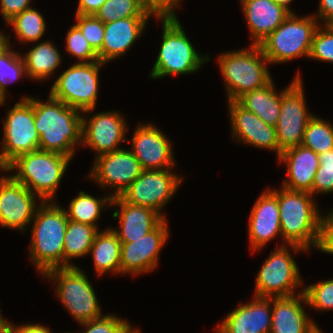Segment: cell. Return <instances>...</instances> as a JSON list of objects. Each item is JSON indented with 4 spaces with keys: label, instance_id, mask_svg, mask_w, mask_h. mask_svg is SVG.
Masks as SVG:
<instances>
[{
    "label": "cell",
    "instance_id": "cell-47",
    "mask_svg": "<svg viewBox=\"0 0 333 333\" xmlns=\"http://www.w3.org/2000/svg\"><path fill=\"white\" fill-rule=\"evenodd\" d=\"M11 333H52L49 328L41 324H24L15 326L11 324Z\"/></svg>",
    "mask_w": 333,
    "mask_h": 333
},
{
    "label": "cell",
    "instance_id": "cell-6",
    "mask_svg": "<svg viewBox=\"0 0 333 333\" xmlns=\"http://www.w3.org/2000/svg\"><path fill=\"white\" fill-rule=\"evenodd\" d=\"M162 43L150 77L159 79L168 75L195 73L209 61V55H200L193 47L178 19H161Z\"/></svg>",
    "mask_w": 333,
    "mask_h": 333
},
{
    "label": "cell",
    "instance_id": "cell-4",
    "mask_svg": "<svg viewBox=\"0 0 333 333\" xmlns=\"http://www.w3.org/2000/svg\"><path fill=\"white\" fill-rule=\"evenodd\" d=\"M71 161L65 155L36 150L16 157L4 169L10 172L15 180L26 186L32 193L38 195L42 202L54 201L57 187Z\"/></svg>",
    "mask_w": 333,
    "mask_h": 333
},
{
    "label": "cell",
    "instance_id": "cell-5",
    "mask_svg": "<svg viewBox=\"0 0 333 333\" xmlns=\"http://www.w3.org/2000/svg\"><path fill=\"white\" fill-rule=\"evenodd\" d=\"M218 64L226 83L228 101H237L273 80L267 68L270 63L259 45L223 53L218 56Z\"/></svg>",
    "mask_w": 333,
    "mask_h": 333
},
{
    "label": "cell",
    "instance_id": "cell-1",
    "mask_svg": "<svg viewBox=\"0 0 333 333\" xmlns=\"http://www.w3.org/2000/svg\"><path fill=\"white\" fill-rule=\"evenodd\" d=\"M34 126L40 136L39 150L71 159L82 145V112L48 95L47 102L32 98ZM76 145V146H75Z\"/></svg>",
    "mask_w": 333,
    "mask_h": 333
},
{
    "label": "cell",
    "instance_id": "cell-40",
    "mask_svg": "<svg viewBox=\"0 0 333 333\" xmlns=\"http://www.w3.org/2000/svg\"><path fill=\"white\" fill-rule=\"evenodd\" d=\"M321 27L313 37L309 58L333 63V25Z\"/></svg>",
    "mask_w": 333,
    "mask_h": 333
},
{
    "label": "cell",
    "instance_id": "cell-38",
    "mask_svg": "<svg viewBox=\"0 0 333 333\" xmlns=\"http://www.w3.org/2000/svg\"><path fill=\"white\" fill-rule=\"evenodd\" d=\"M319 168L314 176L312 196L333 192V149L318 155Z\"/></svg>",
    "mask_w": 333,
    "mask_h": 333
},
{
    "label": "cell",
    "instance_id": "cell-26",
    "mask_svg": "<svg viewBox=\"0 0 333 333\" xmlns=\"http://www.w3.org/2000/svg\"><path fill=\"white\" fill-rule=\"evenodd\" d=\"M253 45H259L290 15L274 0H241Z\"/></svg>",
    "mask_w": 333,
    "mask_h": 333
},
{
    "label": "cell",
    "instance_id": "cell-37",
    "mask_svg": "<svg viewBox=\"0 0 333 333\" xmlns=\"http://www.w3.org/2000/svg\"><path fill=\"white\" fill-rule=\"evenodd\" d=\"M303 290L307 306L317 311L333 309V279L307 285Z\"/></svg>",
    "mask_w": 333,
    "mask_h": 333
},
{
    "label": "cell",
    "instance_id": "cell-48",
    "mask_svg": "<svg viewBox=\"0 0 333 333\" xmlns=\"http://www.w3.org/2000/svg\"><path fill=\"white\" fill-rule=\"evenodd\" d=\"M8 39L10 38L0 31V55H2L10 48V43H9L10 40Z\"/></svg>",
    "mask_w": 333,
    "mask_h": 333
},
{
    "label": "cell",
    "instance_id": "cell-21",
    "mask_svg": "<svg viewBox=\"0 0 333 333\" xmlns=\"http://www.w3.org/2000/svg\"><path fill=\"white\" fill-rule=\"evenodd\" d=\"M272 298L256 297L232 310L218 325L217 333H270Z\"/></svg>",
    "mask_w": 333,
    "mask_h": 333
},
{
    "label": "cell",
    "instance_id": "cell-14",
    "mask_svg": "<svg viewBox=\"0 0 333 333\" xmlns=\"http://www.w3.org/2000/svg\"><path fill=\"white\" fill-rule=\"evenodd\" d=\"M167 219H163L152 231L139 239L121 241V274L136 276L152 271L158 265L159 253L169 238Z\"/></svg>",
    "mask_w": 333,
    "mask_h": 333
},
{
    "label": "cell",
    "instance_id": "cell-2",
    "mask_svg": "<svg viewBox=\"0 0 333 333\" xmlns=\"http://www.w3.org/2000/svg\"><path fill=\"white\" fill-rule=\"evenodd\" d=\"M37 206L29 256L44 275L49 270L64 268V236L69 220L65 209L56 201L40 202Z\"/></svg>",
    "mask_w": 333,
    "mask_h": 333
},
{
    "label": "cell",
    "instance_id": "cell-15",
    "mask_svg": "<svg viewBox=\"0 0 333 333\" xmlns=\"http://www.w3.org/2000/svg\"><path fill=\"white\" fill-rule=\"evenodd\" d=\"M88 178L95 179L99 186L116 188L112 198L120 196L143 172L140 162L131 150L119 149L95 157Z\"/></svg>",
    "mask_w": 333,
    "mask_h": 333
},
{
    "label": "cell",
    "instance_id": "cell-19",
    "mask_svg": "<svg viewBox=\"0 0 333 333\" xmlns=\"http://www.w3.org/2000/svg\"><path fill=\"white\" fill-rule=\"evenodd\" d=\"M232 137L257 148L276 151L277 157L281 155L277 141L276 129L266 124L256 114L246 110L237 101H228Z\"/></svg>",
    "mask_w": 333,
    "mask_h": 333
},
{
    "label": "cell",
    "instance_id": "cell-46",
    "mask_svg": "<svg viewBox=\"0 0 333 333\" xmlns=\"http://www.w3.org/2000/svg\"><path fill=\"white\" fill-rule=\"evenodd\" d=\"M106 0H79L76 14L95 15Z\"/></svg>",
    "mask_w": 333,
    "mask_h": 333
},
{
    "label": "cell",
    "instance_id": "cell-12",
    "mask_svg": "<svg viewBox=\"0 0 333 333\" xmlns=\"http://www.w3.org/2000/svg\"><path fill=\"white\" fill-rule=\"evenodd\" d=\"M300 72L282 90L280 115L275 126L279 150L302 144L308 121L314 116L308 111Z\"/></svg>",
    "mask_w": 333,
    "mask_h": 333
},
{
    "label": "cell",
    "instance_id": "cell-39",
    "mask_svg": "<svg viewBox=\"0 0 333 333\" xmlns=\"http://www.w3.org/2000/svg\"><path fill=\"white\" fill-rule=\"evenodd\" d=\"M76 26L81 30L92 49L98 53L103 44L105 27L104 23L95 15L76 14Z\"/></svg>",
    "mask_w": 333,
    "mask_h": 333
},
{
    "label": "cell",
    "instance_id": "cell-44",
    "mask_svg": "<svg viewBox=\"0 0 333 333\" xmlns=\"http://www.w3.org/2000/svg\"><path fill=\"white\" fill-rule=\"evenodd\" d=\"M31 0H0V9L3 19L7 23L15 15L31 8Z\"/></svg>",
    "mask_w": 333,
    "mask_h": 333
},
{
    "label": "cell",
    "instance_id": "cell-51",
    "mask_svg": "<svg viewBox=\"0 0 333 333\" xmlns=\"http://www.w3.org/2000/svg\"><path fill=\"white\" fill-rule=\"evenodd\" d=\"M307 333H323L316 323Z\"/></svg>",
    "mask_w": 333,
    "mask_h": 333
},
{
    "label": "cell",
    "instance_id": "cell-9",
    "mask_svg": "<svg viewBox=\"0 0 333 333\" xmlns=\"http://www.w3.org/2000/svg\"><path fill=\"white\" fill-rule=\"evenodd\" d=\"M104 64L100 61L73 64L54 81L49 94L84 114L90 113L97 103L98 74Z\"/></svg>",
    "mask_w": 333,
    "mask_h": 333
},
{
    "label": "cell",
    "instance_id": "cell-23",
    "mask_svg": "<svg viewBox=\"0 0 333 333\" xmlns=\"http://www.w3.org/2000/svg\"><path fill=\"white\" fill-rule=\"evenodd\" d=\"M110 206L120 207L112 213V218H119V230L113 229L119 239L142 238L164 219L155 210L132 205L125 202L120 196L112 198Z\"/></svg>",
    "mask_w": 333,
    "mask_h": 333
},
{
    "label": "cell",
    "instance_id": "cell-22",
    "mask_svg": "<svg viewBox=\"0 0 333 333\" xmlns=\"http://www.w3.org/2000/svg\"><path fill=\"white\" fill-rule=\"evenodd\" d=\"M148 19L149 17H129L104 23V40L97 53L99 61L108 63L125 54L140 38Z\"/></svg>",
    "mask_w": 333,
    "mask_h": 333
},
{
    "label": "cell",
    "instance_id": "cell-30",
    "mask_svg": "<svg viewBox=\"0 0 333 333\" xmlns=\"http://www.w3.org/2000/svg\"><path fill=\"white\" fill-rule=\"evenodd\" d=\"M99 227L68 221L64 236V268L75 267L70 259L84 257L89 254Z\"/></svg>",
    "mask_w": 333,
    "mask_h": 333
},
{
    "label": "cell",
    "instance_id": "cell-29",
    "mask_svg": "<svg viewBox=\"0 0 333 333\" xmlns=\"http://www.w3.org/2000/svg\"><path fill=\"white\" fill-rule=\"evenodd\" d=\"M24 55L26 76L34 80L50 78L62 61L60 52L50 40L39 42Z\"/></svg>",
    "mask_w": 333,
    "mask_h": 333
},
{
    "label": "cell",
    "instance_id": "cell-17",
    "mask_svg": "<svg viewBox=\"0 0 333 333\" xmlns=\"http://www.w3.org/2000/svg\"><path fill=\"white\" fill-rule=\"evenodd\" d=\"M124 117L118 112H101L86 119L82 117V144L95 150L96 156L119 150L127 131Z\"/></svg>",
    "mask_w": 333,
    "mask_h": 333
},
{
    "label": "cell",
    "instance_id": "cell-36",
    "mask_svg": "<svg viewBox=\"0 0 333 333\" xmlns=\"http://www.w3.org/2000/svg\"><path fill=\"white\" fill-rule=\"evenodd\" d=\"M65 46L67 52L77 57L79 63L99 61L98 54L92 49L81 30L75 24L67 32Z\"/></svg>",
    "mask_w": 333,
    "mask_h": 333
},
{
    "label": "cell",
    "instance_id": "cell-42",
    "mask_svg": "<svg viewBox=\"0 0 333 333\" xmlns=\"http://www.w3.org/2000/svg\"><path fill=\"white\" fill-rule=\"evenodd\" d=\"M182 0H140L144 11L160 19H177L175 8Z\"/></svg>",
    "mask_w": 333,
    "mask_h": 333
},
{
    "label": "cell",
    "instance_id": "cell-20",
    "mask_svg": "<svg viewBox=\"0 0 333 333\" xmlns=\"http://www.w3.org/2000/svg\"><path fill=\"white\" fill-rule=\"evenodd\" d=\"M248 232L254 252L278 235L282 237L276 189H267L257 198L250 213Z\"/></svg>",
    "mask_w": 333,
    "mask_h": 333
},
{
    "label": "cell",
    "instance_id": "cell-25",
    "mask_svg": "<svg viewBox=\"0 0 333 333\" xmlns=\"http://www.w3.org/2000/svg\"><path fill=\"white\" fill-rule=\"evenodd\" d=\"M279 161L286 163L288 169V179L283 181L282 186L312 195L314 176L319 168L318 155L301 144L282 151Z\"/></svg>",
    "mask_w": 333,
    "mask_h": 333
},
{
    "label": "cell",
    "instance_id": "cell-41",
    "mask_svg": "<svg viewBox=\"0 0 333 333\" xmlns=\"http://www.w3.org/2000/svg\"><path fill=\"white\" fill-rule=\"evenodd\" d=\"M81 325L85 328L82 333H125L131 327L128 321L113 314L104 315Z\"/></svg>",
    "mask_w": 333,
    "mask_h": 333
},
{
    "label": "cell",
    "instance_id": "cell-31",
    "mask_svg": "<svg viewBox=\"0 0 333 333\" xmlns=\"http://www.w3.org/2000/svg\"><path fill=\"white\" fill-rule=\"evenodd\" d=\"M111 200L112 197L110 195L99 199L86 194L84 191H79L78 196L72 199L68 210L66 209L65 212L70 221L98 227L96 223L100 217L101 210L103 207L110 208Z\"/></svg>",
    "mask_w": 333,
    "mask_h": 333
},
{
    "label": "cell",
    "instance_id": "cell-7",
    "mask_svg": "<svg viewBox=\"0 0 333 333\" xmlns=\"http://www.w3.org/2000/svg\"><path fill=\"white\" fill-rule=\"evenodd\" d=\"M320 26L312 15H290L260 44L269 63H285L298 57H309L313 37Z\"/></svg>",
    "mask_w": 333,
    "mask_h": 333
},
{
    "label": "cell",
    "instance_id": "cell-34",
    "mask_svg": "<svg viewBox=\"0 0 333 333\" xmlns=\"http://www.w3.org/2000/svg\"><path fill=\"white\" fill-rule=\"evenodd\" d=\"M95 16L103 23L129 17H150L140 0H106Z\"/></svg>",
    "mask_w": 333,
    "mask_h": 333
},
{
    "label": "cell",
    "instance_id": "cell-43",
    "mask_svg": "<svg viewBox=\"0 0 333 333\" xmlns=\"http://www.w3.org/2000/svg\"><path fill=\"white\" fill-rule=\"evenodd\" d=\"M317 249L327 254H333V211L328 213V216H321L320 239Z\"/></svg>",
    "mask_w": 333,
    "mask_h": 333
},
{
    "label": "cell",
    "instance_id": "cell-45",
    "mask_svg": "<svg viewBox=\"0 0 333 333\" xmlns=\"http://www.w3.org/2000/svg\"><path fill=\"white\" fill-rule=\"evenodd\" d=\"M316 15L318 20L324 21V25H333V0H320Z\"/></svg>",
    "mask_w": 333,
    "mask_h": 333
},
{
    "label": "cell",
    "instance_id": "cell-32",
    "mask_svg": "<svg viewBox=\"0 0 333 333\" xmlns=\"http://www.w3.org/2000/svg\"><path fill=\"white\" fill-rule=\"evenodd\" d=\"M7 25L13 26L12 28L21 43L39 41L46 29L43 15L34 7L15 15L7 22Z\"/></svg>",
    "mask_w": 333,
    "mask_h": 333
},
{
    "label": "cell",
    "instance_id": "cell-53",
    "mask_svg": "<svg viewBox=\"0 0 333 333\" xmlns=\"http://www.w3.org/2000/svg\"><path fill=\"white\" fill-rule=\"evenodd\" d=\"M125 333H140V330L131 326Z\"/></svg>",
    "mask_w": 333,
    "mask_h": 333
},
{
    "label": "cell",
    "instance_id": "cell-11",
    "mask_svg": "<svg viewBox=\"0 0 333 333\" xmlns=\"http://www.w3.org/2000/svg\"><path fill=\"white\" fill-rule=\"evenodd\" d=\"M3 141L0 150V170L16 157L39 150L40 136L34 126L32 97L24 96L6 116L3 123Z\"/></svg>",
    "mask_w": 333,
    "mask_h": 333
},
{
    "label": "cell",
    "instance_id": "cell-27",
    "mask_svg": "<svg viewBox=\"0 0 333 333\" xmlns=\"http://www.w3.org/2000/svg\"><path fill=\"white\" fill-rule=\"evenodd\" d=\"M273 80L262 88L241 96L237 102L246 110L256 114L266 124L276 126L281 107L282 91L278 94Z\"/></svg>",
    "mask_w": 333,
    "mask_h": 333
},
{
    "label": "cell",
    "instance_id": "cell-49",
    "mask_svg": "<svg viewBox=\"0 0 333 333\" xmlns=\"http://www.w3.org/2000/svg\"><path fill=\"white\" fill-rule=\"evenodd\" d=\"M11 324L0 314V333H11Z\"/></svg>",
    "mask_w": 333,
    "mask_h": 333
},
{
    "label": "cell",
    "instance_id": "cell-16",
    "mask_svg": "<svg viewBox=\"0 0 333 333\" xmlns=\"http://www.w3.org/2000/svg\"><path fill=\"white\" fill-rule=\"evenodd\" d=\"M35 196L11 175L0 177V226L25 231L38 208Z\"/></svg>",
    "mask_w": 333,
    "mask_h": 333
},
{
    "label": "cell",
    "instance_id": "cell-3",
    "mask_svg": "<svg viewBox=\"0 0 333 333\" xmlns=\"http://www.w3.org/2000/svg\"><path fill=\"white\" fill-rule=\"evenodd\" d=\"M308 192L284 188L277 190L282 238L286 244L305 250L318 247L321 212ZM310 247V248H309Z\"/></svg>",
    "mask_w": 333,
    "mask_h": 333
},
{
    "label": "cell",
    "instance_id": "cell-10",
    "mask_svg": "<svg viewBox=\"0 0 333 333\" xmlns=\"http://www.w3.org/2000/svg\"><path fill=\"white\" fill-rule=\"evenodd\" d=\"M287 247L296 253L307 251L301 246L285 244L277 247L261 267L255 283L256 297H288L295 295L294 289L301 286L300 272ZM296 287V288H295Z\"/></svg>",
    "mask_w": 333,
    "mask_h": 333
},
{
    "label": "cell",
    "instance_id": "cell-24",
    "mask_svg": "<svg viewBox=\"0 0 333 333\" xmlns=\"http://www.w3.org/2000/svg\"><path fill=\"white\" fill-rule=\"evenodd\" d=\"M297 295L272 298L270 333H307L315 324L304 307L308 304L304 290Z\"/></svg>",
    "mask_w": 333,
    "mask_h": 333
},
{
    "label": "cell",
    "instance_id": "cell-35",
    "mask_svg": "<svg viewBox=\"0 0 333 333\" xmlns=\"http://www.w3.org/2000/svg\"><path fill=\"white\" fill-rule=\"evenodd\" d=\"M26 76L22 55L9 48L0 55V90L6 95L7 84Z\"/></svg>",
    "mask_w": 333,
    "mask_h": 333
},
{
    "label": "cell",
    "instance_id": "cell-13",
    "mask_svg": "<svg viewBox=\"0 0 333 333\" xmlns=\"http://www.w3.org/2000/svg\"><path fill=\"white\" fill-rule=\"evenodd\" d=\"M182 181L183 177L172 173V169L143 170L120 197L132 205L151 208L166 219L161 211L172 199Z\"/></svg>",
    "mask_w": 333,
    "mask_h": 333
},
{
    "label": "cell",
    "instance_id": "cell-28",
    "mask_svg": "<svg viewBox=\"0 0 333 333\" xmlns=\"http://www.w3.org/2000/svg\"><path fill=\"white\" fill-rule=\"evenodd\" d=\"M121 244L113 228L99 231L96 234L89 253L92 254L94 270L98 276L107 272L121 274Z\"/></svg>",
    "mask_w": 333,
    "mask_h": 333
},
{
    "label": "cell",
    "instance_id": "cell-33",
    "mask_svg": "<svg viewBox=\"0 0 333 333\" xmlns=\"http://www.w3.org/2000/svg\"><path fill=\"white\" fill-rule=\"evenodd\" d=\"M302 145L317 155L333 149V125L313 116L307 123Z\"/></svg>",
    "mask_w": 333,
    "mask_h": 333
},
{
    "label": "cell",
    "instance_id": "cell-52",
    "mask_svg": "<svg viewBox=\"0 0 333 333\" xmlns=\"http://www.w3.org/2000/svg\"><path fill=\"white\" fill-rule=\"evenodd\" d=\"M6 95L0 90V105H3L5 103Z\"/></svg>",
    "mask_w": 333,
    "mask_h": 333
},
{
    "label": "cell",
    "instance_id": "cell-18",
    "mask_svg": "<svg viewBox=\"0 0 333 333\" xmlns=\"http://www.w3.org/2000/svg\"><path fill=\"white\" fill-rule=\"evenodd\" d=\"M131 142V152L143 170H164L175 167L172 143L153 124L138 125Z\"/></svg>",
    "mask_w": 333,
    "mask_h": 333
},
{
    "label": "cell",
    "instance_id": "cell-8",
    "mask_svg": "<svg viewBox=\"0 0 333 333\" xmlns=\"http://www.w3.org/2000/svg\"><path fill=\"white\" fill-rule=\"evenodd\" d=\"M43 276L57 281L56 295L78 323L103 316L92 284L79 267L52 269Z\"/></svg>",
    "mask_w": 333,
    "mask_h": 333
},
{
    "label": "cell",
    "instance_id": "cell-50",
    "mask_svg": "<svg viewBox=\"0 0 333 333\" xmlns=\"http://www.w3.org/2000/svg\"><path fill=\"white\" fill-rule=\"evenodd\" d=\"M277 4H279L280 6L284 7L285 9H287L290 13H294V11H291L289 8V4L291 2H293V0H274Z\"/></svg>",
    "mask_w": 333,
    "mask_h": 333
}]
</instances>
